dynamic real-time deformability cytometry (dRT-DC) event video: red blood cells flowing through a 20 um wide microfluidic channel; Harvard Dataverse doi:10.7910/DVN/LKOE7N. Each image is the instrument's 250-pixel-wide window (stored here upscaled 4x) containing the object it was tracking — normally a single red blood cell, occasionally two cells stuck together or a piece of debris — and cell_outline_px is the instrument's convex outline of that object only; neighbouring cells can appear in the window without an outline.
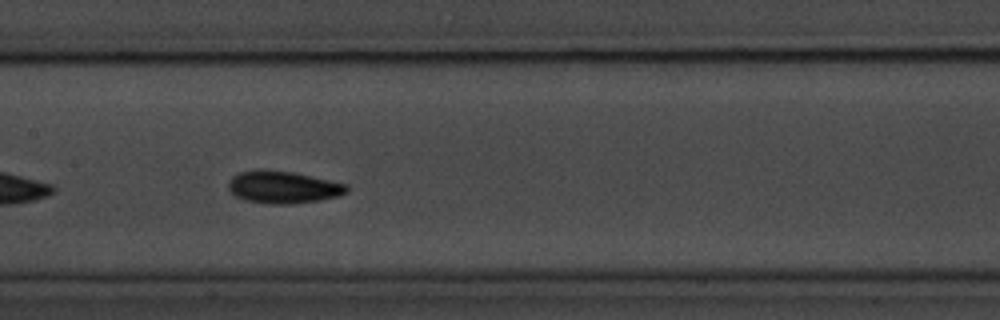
{"species": "common noctule bat (a hibernating species)", "species_latin": "Nyctalus noctula", "temperature_condition": "room temperature", "stored_images_in_passage": 25, "camera_frame_rate_fps": 3000, "um_per_image_px": 0.085, "animal": {"sex": "male", "body_mass_g": 20.1, "forearm_length_mm": 53.5}, "frame": {"image": 1, "passage_image": 22, "time_ms": 7.0, "image_size_px": [1000, 320], "cell_outline_px": [[348, 192], [340, 196], [320, 200], [292, 204], [268, 204], [244, 200], [236, 196], [228, 188], [228, 180], [232, 176], [240, 172], [292, 172], [348, 184]], "centroid_in_image_um": [24.11, 15.95], "position_along_channel_um": 183.3, "area_um2": 21.79}}